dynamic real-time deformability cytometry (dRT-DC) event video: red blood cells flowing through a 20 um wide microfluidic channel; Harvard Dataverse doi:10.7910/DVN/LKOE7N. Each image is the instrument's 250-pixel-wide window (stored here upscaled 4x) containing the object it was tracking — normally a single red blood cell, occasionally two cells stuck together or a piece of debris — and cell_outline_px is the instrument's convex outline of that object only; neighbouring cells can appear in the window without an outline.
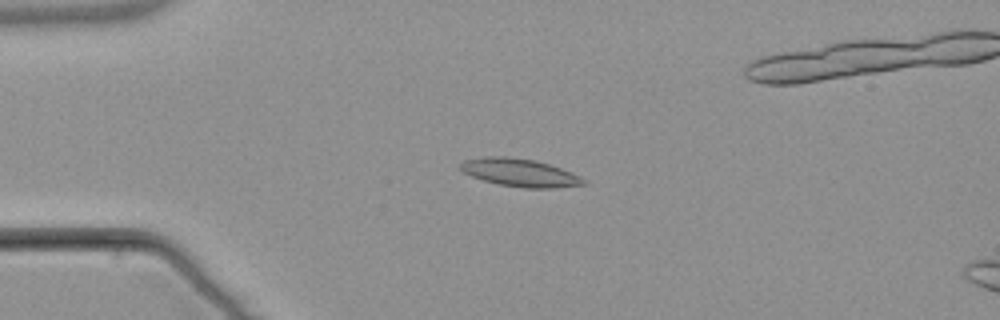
{"species": "common noctule bat (a hibernating species)", "species_latin": "Nyctalus noctula", "temperature_condition": "warm", "stored_images_in_passage": 6, "camera_frame_rate_fps": 3000, "um_per_image_px": 0.085, "animal": {"sex": "male", "body_mass_g": 21.5, "forearm_length_mm": 52.0}, "frame": {"image": 1, "passage_image": 3, "time_ms": 2.333, "image_size_px": [1000, 320], "cell_outline_px": [[588, 184], [552, 188], [524, 188], [500, 184], [484, 180], [472, 176], [464, 172], [460, 168], [460, 164], [464, 160], [484, 156], [508, 156], [536, 160], [572, 172], [580, 176]], "centroid_in_image_um": [44.2, 14.66], "position_along_channel_um": 40.8, "area_um2": 19.94}}
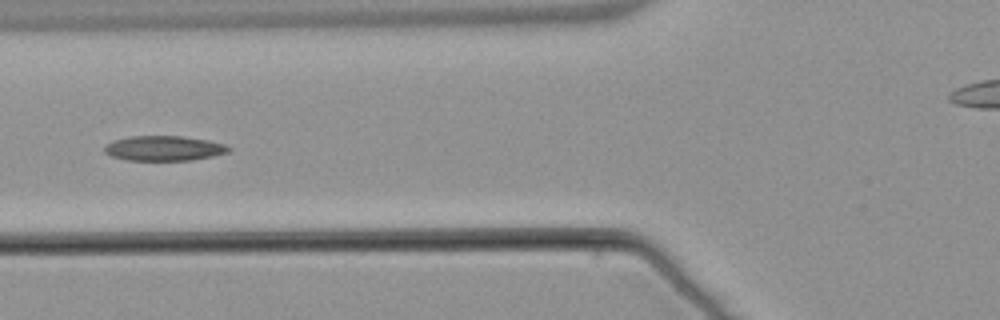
{"frame": {"image": 2, "passage_image": 5, "time_ms": 5.0, "image_size_px": [1000, 320], "cell_outline_px": [[232, 148], [228, 152], [212, 156], [192, 160], [128, 160], [112, 156], [104, 152], [104, 148], [112, 140], [132, 136], [180, 136], [208, 140], [224, 144]], "centroid_in_image_um": [13.94, 12.6], "position_along_channel_um": 111.9, "area_um2": 17.92}}